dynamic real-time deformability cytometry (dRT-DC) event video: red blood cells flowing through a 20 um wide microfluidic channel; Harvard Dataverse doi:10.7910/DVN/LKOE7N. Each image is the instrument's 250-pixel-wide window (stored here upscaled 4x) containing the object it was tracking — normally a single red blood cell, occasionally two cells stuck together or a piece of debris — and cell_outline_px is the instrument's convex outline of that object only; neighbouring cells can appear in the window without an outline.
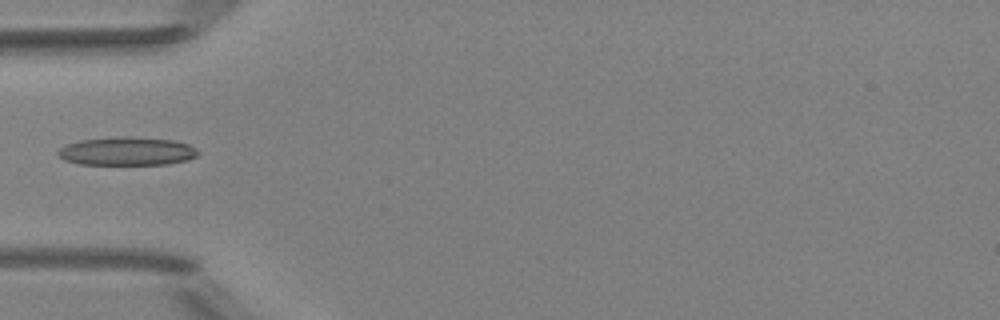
{"species": "Egyptian fruit bat (a non-hibernating species)", "species_latin": "Rousettus aegyptiacus", "temperature_condition": "room temperature", "stored_images_in_passage": 5, "camera_frame_rate_fps": 3000, "um_per_image_px": 0.085, "animal": {"sex": "female"}, "frame": {"image": 1, "passage_image": 5, "time_ms": 4.667, "image_size_px": [1000, 320], "cell_outline_px": [[200, 152], [196, 156], [188, 160], [168, 164], [80, 164], [64, 160], [56, 152], [64, 144], [80, 140], [120, 136], [132, 136], [172, 140], [188, 144], [196, 148]], "centroid_in_image_um": [10.79, 12.84], "position_along_channel_um": 74.2, "area_um2": 23.29}}